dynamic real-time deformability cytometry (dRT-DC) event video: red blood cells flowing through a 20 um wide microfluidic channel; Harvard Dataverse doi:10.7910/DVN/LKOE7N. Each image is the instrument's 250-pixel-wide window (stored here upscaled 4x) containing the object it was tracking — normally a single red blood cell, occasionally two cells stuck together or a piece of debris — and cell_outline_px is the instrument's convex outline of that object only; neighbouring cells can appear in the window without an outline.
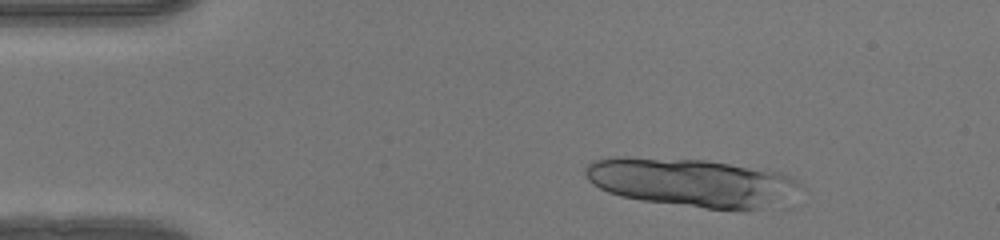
{"species": "human", "species_latin": "Homo sapiens", "temperature_condition": "warm", "stored_images_in_passage": 34, "segment_of_instrument_passage": [1, 2], "camera_frame_rate_fps": 3000, "um_per_image_px": 0.085, "donor": {"sex": "female"}, "frame": {"image": 1, "passage_image": 4, "time_ms": 1.0, "image_size_px": [1000, 240], "cell_outline_px": [[764, 176], [748, 208], [708, 208], [648, 200], [624, 196], [600, 188], [588, 176], [588, 168], [592, 164], [600, 160], [696, 160], [724, 164], [744, 168], [756, 172]], "centroid_in_image_um": [57.68, 15.46], "position_along_channel_um": 27.3, "area_um2": 47.45}}